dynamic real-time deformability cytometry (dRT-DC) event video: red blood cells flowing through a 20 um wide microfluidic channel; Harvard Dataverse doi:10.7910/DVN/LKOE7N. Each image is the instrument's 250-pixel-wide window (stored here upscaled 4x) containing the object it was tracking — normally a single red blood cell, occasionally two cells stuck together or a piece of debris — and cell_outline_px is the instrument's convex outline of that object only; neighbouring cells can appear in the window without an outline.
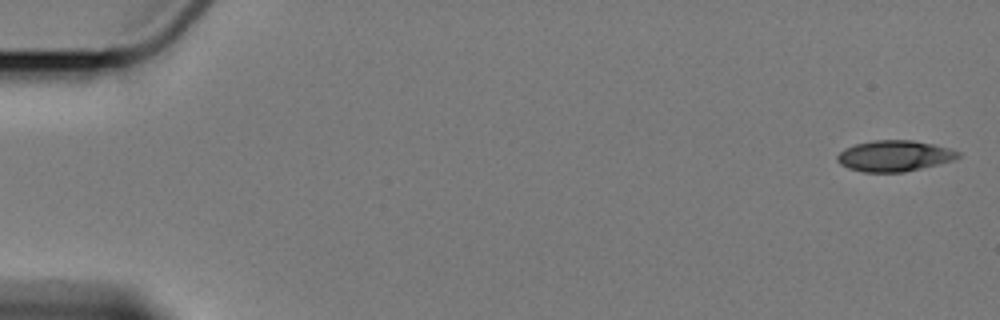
{"species": "Egyptian fruit bat (a non-hibernating species)", "species_latin": "Rousettus aegyptiacus", "temperature_condition": "cold", "stored_images_in_passage": 5, "camera_frame_rate_fps": 3000, "um_per_image_px": 0.085, "animal": {"sex": "female"}, "frame": {"image": 1, "passage_image": 1, "time_ms": 0.0, "image_size_px": [1000, 320], "cell_outline_px": [[960, 156], [952, 160], [904, 172], [864, 172], [848, 168], [840, 164], [836, 160], [836, 156], [844, 148], [856, 144], [872, 140], [912, 140], [932, 144], [948, 148], [960, 152]], "centroid_in_image_um": [75.97, 13.25], "position_along_channel_um": 9.0, "area_um2": 21.62}}